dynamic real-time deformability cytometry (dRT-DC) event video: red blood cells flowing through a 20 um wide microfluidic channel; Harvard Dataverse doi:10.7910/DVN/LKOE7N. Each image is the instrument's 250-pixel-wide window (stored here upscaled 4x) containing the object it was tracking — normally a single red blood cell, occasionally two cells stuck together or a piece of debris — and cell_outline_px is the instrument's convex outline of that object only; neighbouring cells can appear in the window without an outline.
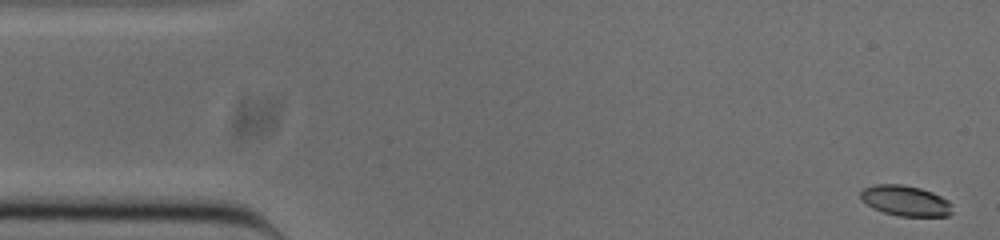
{"species": "common noctule bat (a hibernating species)", "species_latin": "Nyctalus noctula", "temperature_condition": "cold", "stored_images_in_passage": 52, "camera_frame_rate_fps": 3000, "um_per_image_px": 0.085, "animal": {"sex": "male", "body_mass_g": 20.0, "forearm_length_mm": 53.3}, "frame": {"image": 1, "passage_image": 1, "time_ms": 0.0, "image_size_px": [1000, 240], "cell_outline_px": [[952, 212], [948, 216], [900, 216], [884, 212], [872, 208], [860, 196], [860, 192], [864, 188], [872, 184], [900, 184], [920, 188], [932, 192], [948, 200], [952, 204]], "centroid_in_image_um": [76.98, 17.06], "position_along_channel_um": 8.0, "area_um2": 16.24}}
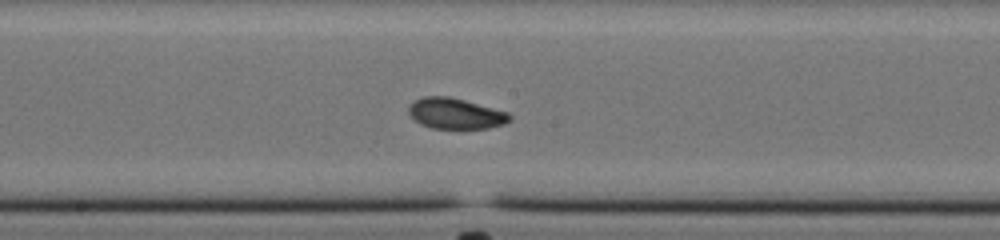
{"frame": {"image": 2, "passage_image": 26, "time_ms": 8.333, "image_size_px": [1000, 240], "cell_outline_px": [[512, 120], [504, 124], [488, 128], [432, 128], [420, 124], [408, 112], [408, 108], [416, 100], [424, 96], [448, 96], [464, 100], [508, 112], [512, 116]], "centroid_in_image_um": [38.75, 9.65], "position_along_channel_um": 209.4, "area_um2": 17.92}}
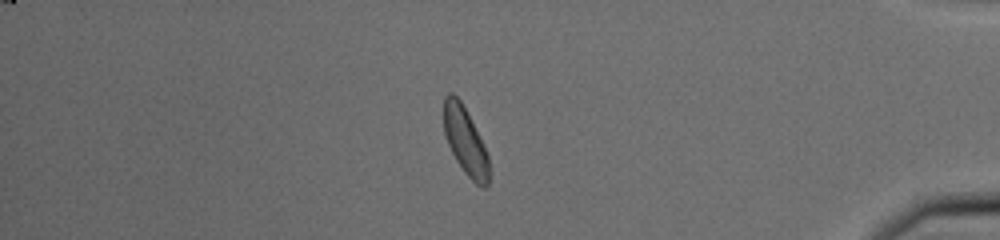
{"frame": {"image": 3, "passage_image": 44, "time_ms": 14.333, "image_size_px": [1000, 240], "cell_outline_px": [[488, 184], [484, 188], [476, 184], [464, 172], [456, 160], [448, 144], [444, 132], [444, 96], [448, 92], [452, 92], [460, 100], [484, 144], [488, 156]], "centroid_in_image_um": [39.54, 11.98], "position_along_channel_um": 395.7, "area_um2": 17.51}, "authors_computed_cell_mechanics": {"area_um2": 17.7157, "velocity_mm_per_s": 3.8305, "shape_relaxation_time_tau1_ms": 2.7955, "shape_relaxation_time_tau2_ms": 4.1087, "deformation_change_tau1": 0.0961, "deformation_change_tau2": 0.0915}}